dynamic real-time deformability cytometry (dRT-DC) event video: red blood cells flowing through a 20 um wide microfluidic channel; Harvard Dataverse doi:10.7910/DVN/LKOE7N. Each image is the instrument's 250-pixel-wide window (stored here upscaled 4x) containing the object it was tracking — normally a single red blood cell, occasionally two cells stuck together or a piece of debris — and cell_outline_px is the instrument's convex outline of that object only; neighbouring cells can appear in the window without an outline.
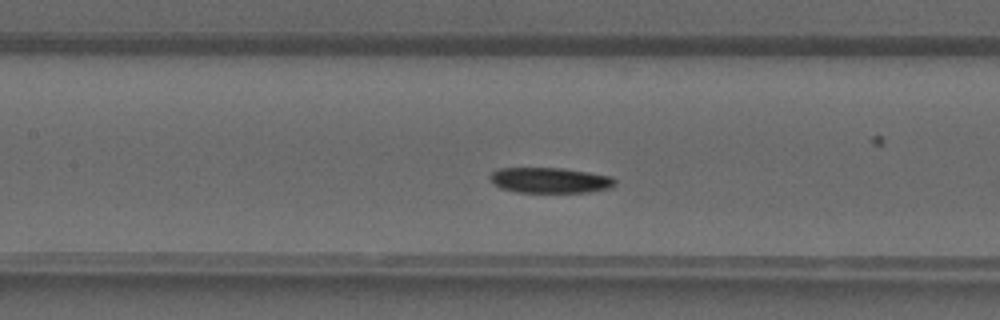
{"species": "common noctule bat (a hibernating species)", "species_latin": "Nyctalus noctula", "temperature_condition": "warm", "stored_images_in_passage": 38, "camera_frame_rate_fps": 3000, "um_per_image_px": 0.085, "animal": {"sex": "male", "forearm_length_mm": 52.5}, "frame": {"image": 1, "passage_image": 15, "time_ms": 4.667, "image_size_px": [1000, 320], "cell_outline_px": [[616, 184], [612, 188], [588, 192], [516, 192], [500, 188], [492, 184], [488, 176], [492, 172], [500, 168], [564, 168], [612, 176], [616, 180]], "centroid_in_image_um": [46.75, 15.32], "position_along_channel_um": 160.7, "area_um2": 18.79}}
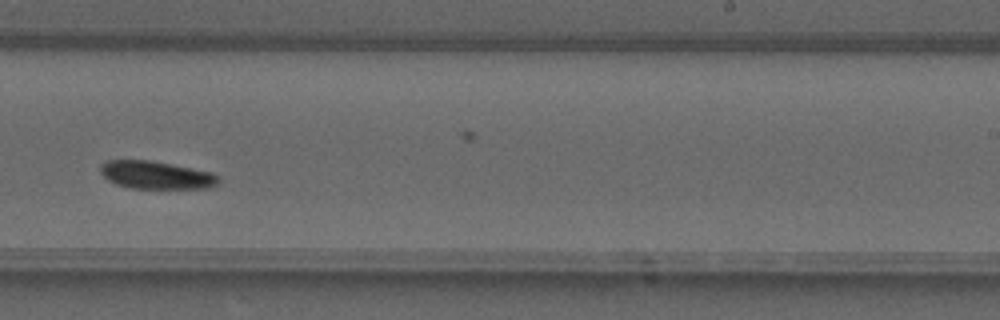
{"frame": {"image": 2, "passage_image": 22, "time_ms": 7.0, "image_size_px": [1000, 320], "cell_outline_px": [[220, 184], [212, 188], [128, 188], [116, 184], [108, 180], [100, 172], [100, 164], [108, 160], [148, 160], [212, 172], [220, 176]], "centroid_in_image_um": [13.3, 14.89], "position_along_channel_um": 275.7, "area_um2": 19.25}}
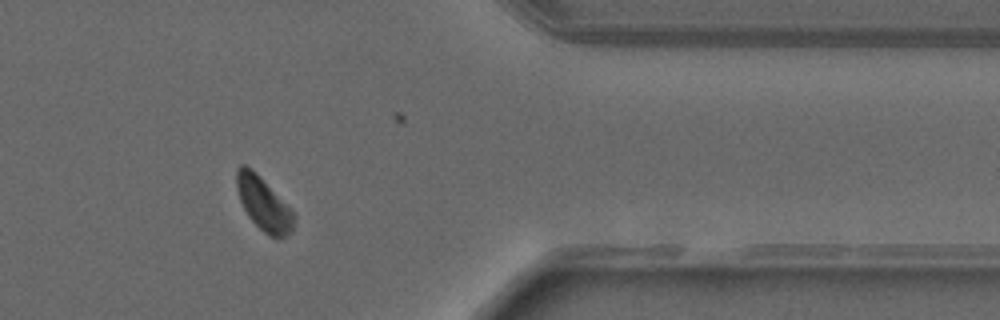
{"frame": {"image": 3, "passage_image": 30, "time_ms": 9.667, "image_size_px": [1000, 320], "cell_outline_px": [[296, 216], [292, 232], [284, 236], [268, 236], [248, 216], [240, 200], [236, 188], [236, 168], [240, 164], [244, 164], [252, 168], [260, 176]], "centroid_in_image_um": [22.37, 17.29], "position_along_channel_um": 389.0, "area_um2": 17.51}}